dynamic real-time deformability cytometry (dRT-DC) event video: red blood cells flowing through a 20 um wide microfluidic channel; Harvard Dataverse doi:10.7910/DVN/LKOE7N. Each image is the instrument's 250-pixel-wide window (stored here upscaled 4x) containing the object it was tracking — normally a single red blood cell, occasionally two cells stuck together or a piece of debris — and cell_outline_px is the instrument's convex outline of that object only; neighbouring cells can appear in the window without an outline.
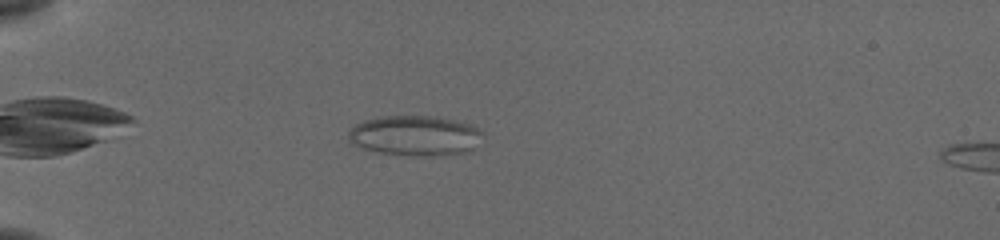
{"species": "common noctule bat (a hibernating species)", "species_latin": "Nyctalus noctula", "temperature_condition": "cold", "stored_images_in_passage": 42, "camera_frame_rate_fps": 3000, "um_per_image_px": 0.085, "animal": {"sex": "female", "body_mass_g": 19.5, "forearm_length_mm": 54.1}, "frame": {"image": 1, "passage_image": 4, "time_ms": 1.0, "image_size_px": [1000, 240], "cell_outline_px": [[484, 136], [468, 152], [428, 156], [380, 152], [360, 148], [348, 144], [348, 132], [356, 124], [364, 120], [384, 116], [436, 116], [472, 124], [484, 132]], "centroid_in_image_um": [35.27, 11.52], "position_along_channel_um": 49.7, "area_um2": 31.5}}
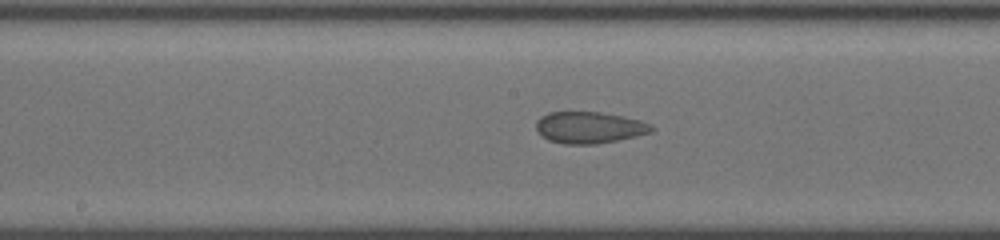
{"frame": {"image": 2, "passage_image": 18, "time_ms": 5.667, "image_size_px": [1000, 240], "cell_outline_px": [[656, 128], [652, 132], [636, 136], [596, 144], [564, 144], [548, 140], [540, 136], [536, 128], [536, 120], [540, 116], [548, 112], [600, 112], [624, 116], [640, 120], [652, 124]], "centroid_in_image_um": [50.08, 10.83], "position_along_channel_um": 198.1, "area_um2": 21.5}}
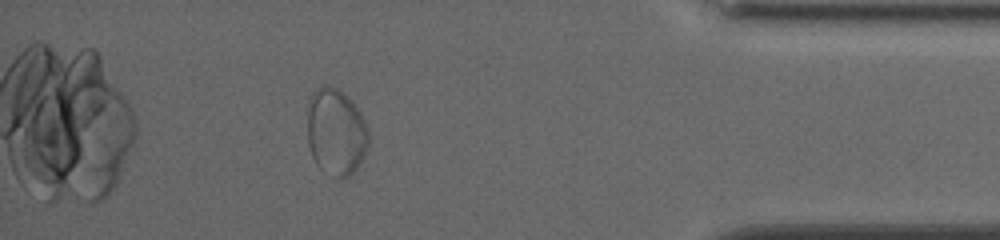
{"frame": {"image": 3, "passage_image": 37, "time_ms": 12.0, "image_size_px": [1000, 240], "cell_outline_px": [[368, 144], [360, 164], [348, 176], [336, 176], [320, 168], [316, 164], [312, 156], [308, 144], [308, 96], [316, 88], [324, 84], [336, 88], [344, 92], [352, 100], [360, 112], [368, 128]], "centroid_in_image_um": [28.54, 11.15], "position_along_channel_um": 406.7, "area_um2": 30.98}}